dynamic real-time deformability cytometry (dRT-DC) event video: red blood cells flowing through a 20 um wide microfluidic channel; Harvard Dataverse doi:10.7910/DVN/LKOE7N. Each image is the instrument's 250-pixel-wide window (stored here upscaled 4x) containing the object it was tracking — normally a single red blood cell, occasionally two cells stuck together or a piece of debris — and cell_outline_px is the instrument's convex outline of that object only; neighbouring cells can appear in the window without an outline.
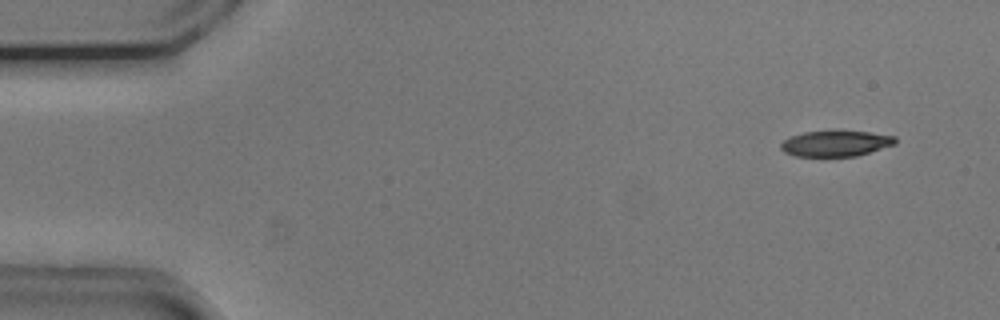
{"species": "common noctule bat (a hibernating species)", "species_latin": "Nyctalus noctula", "temperature_condition": "cold", "stored_images_in_passage": 11, "camera_frame_rate_fps": 3000, "um_per_image_px": 0.085, "animal": {"sex": "male", "body_mass_g": 20.5, "forearm_length_mm": 52.5}, "frame": {"image": 1, "passage_image": 4, "time_ms": 1.0, "image_size_px": [1000, 320], "cell_outline_px": [[896, 144], [856, 156], [796, 156], [784, 152], [780, 148], [780, 144], [784, 140], [792, 136], [804, 132], [868, 132], [896, 136]], "centroid_in_image_um": [71.04, 12.21], "position_along_channel_um": 14.0, "area_um2": 16.82}}